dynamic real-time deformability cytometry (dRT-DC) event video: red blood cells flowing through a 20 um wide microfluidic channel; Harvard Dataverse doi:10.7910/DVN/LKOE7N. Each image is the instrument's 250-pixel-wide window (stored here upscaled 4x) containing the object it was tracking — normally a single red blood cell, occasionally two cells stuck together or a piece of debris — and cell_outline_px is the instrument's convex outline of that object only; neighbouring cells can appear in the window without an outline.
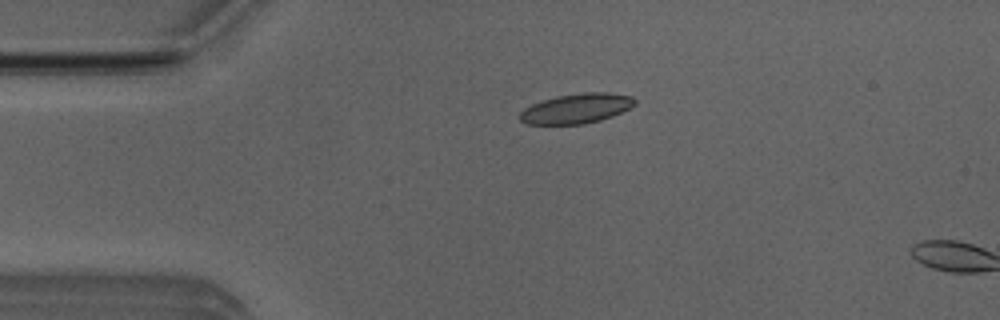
{"species": "Egyptian fruit bat (a non-hibernating species)", "species_latin": "Rousettus aegyptiacus", "temperature_condition": "room temperature", "stored_images_in_passage": 13, "camera_frame_rate_fps": 3000, "um_per_image_px": 0.085, "animal": {"sex": "male"}, "frame": {"image": 1, "passage_image": 11, "time_ms": 3.333, "image_size_px": [1000, 320], "cell_outline_px": [[636, 104], [612, 116], [600, 120], [584, 124], [524, 124], [520, 120], [520, 112], [524, 108], [532, 104], [556, 96], [580, 92], [608, 92], [632, 96], [636, 100]], "centroid_in_image_um": [48.99, 9.21], "position_along_channel_um": 36.0, "area_um2": 20.0}}